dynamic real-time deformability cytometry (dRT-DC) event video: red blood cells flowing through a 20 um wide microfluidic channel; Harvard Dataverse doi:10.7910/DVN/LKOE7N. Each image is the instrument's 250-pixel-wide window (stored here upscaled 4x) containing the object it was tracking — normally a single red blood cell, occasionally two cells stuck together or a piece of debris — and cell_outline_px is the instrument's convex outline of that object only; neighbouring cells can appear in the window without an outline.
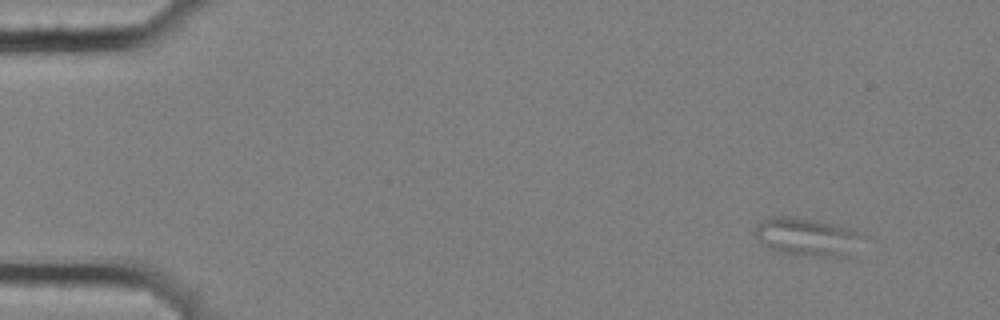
{"species": "common noctule bat (a hibernating species)", "species_latin": "Nyctalus noctula", "temperature_condition": "cold", "stored_images_in_passage": 5, "camera_frame_rate_fps": 3000, "um_per_image_px": 0.085, "animal": {"sex": "female", "body_mass_g": 25.1}, "frame": {"image": 1, "passage_image": 1, "time_ms": 0.0, "image_size_px": [1000, 320], "cell_outline_px": [[864, 236], [832, 256], [812, 256], [780, 252], [772, 248], [760, 240], [756, 236], [756, 228], [764, 220], [772, 216], [796, 216], [836, 224], [864, 232]], "centroid_in_image_um": [68.5, 20.05], "position_along_channel_um": 16.5, "area_um2": 22.37}}